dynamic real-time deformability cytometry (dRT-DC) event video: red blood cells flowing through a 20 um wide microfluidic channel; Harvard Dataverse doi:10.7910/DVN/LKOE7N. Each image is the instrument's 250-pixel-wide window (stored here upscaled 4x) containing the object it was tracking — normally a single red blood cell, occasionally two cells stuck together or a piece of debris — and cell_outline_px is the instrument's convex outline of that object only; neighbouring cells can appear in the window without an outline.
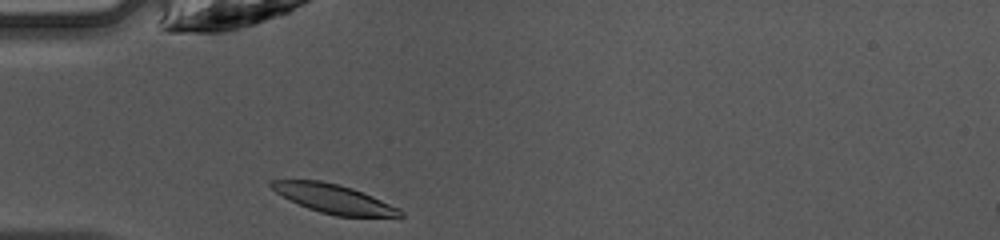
{"species": "common noctule bat (a hibernating species)", "species_latin": "Nyctalus noctula", "temperature_condition": "warm", "stored_images_in_passage": 33, "camera_frame_rate_fps": 3000, "um_per_image_px": 0.085, "animal": {"sex": "female", "body_mass_g": 10.0, "forearm_length_mm": 53.1}, "frame": {"image": 1, "passage_image": 1, "time_ms": 0.0, "image_size_px": [1000, 240], "cell_outline_px": [[404, 216], [400, 220], [336, 216], [320, 212], [308, 208], [276, 192], [268, 184], [268, 180], [320, 180], [352, 188], [372, 196], [400, 208], [404, 212]], "centroid_in_image_um": [28.55, 16.96], "position_along_channel_um": 56.5, "area_um2": 22.31}}
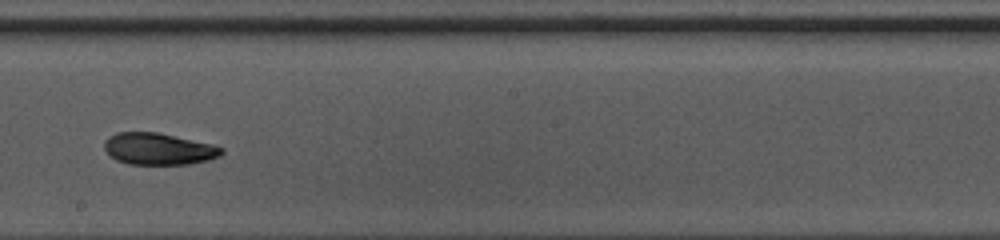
{"frame": {"image": 2, "passage_image": 14, "time_ms": 4.333, "image_size_px": [1000, 240], "cell_outline_px": [[224, 152], [220, 156], [208, 160], [188, 164], [128, 164], [116, 160], [104, 148], [104, 140], [108, 136], [116, 132], [156, 132], [216, 144], [224, 148]], "centroid_in_image_um": [13.51, 12.64], "position_along_channel_um": 234.7, "area_um2": 21.91}}
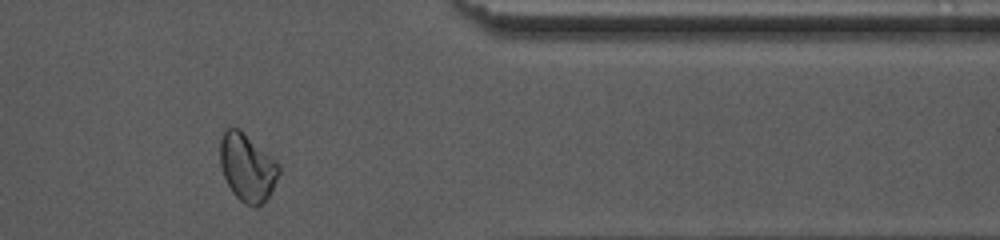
{"frame": {"image": 3, "passage_image": 26, "time_ms": 8.333, "image_size_px": [1000, 240], "cell_outline_px": [[280, 172], [268, 196], [256, 208], [252, 208], [244, 204], [232, 192], [224, 176], [220, 164], [220, 140], [224, 128], [240, 128], [276, 160], [280, 164]], "centroid_in_image_um": [21.01, 14.21], "position_along_channel_um": 390.4, "area_um2": 23.29}, "authors_computed_cell_mechanics": {"area_um2": 22.4264, "velocity_mm_per_s": 4.2395, "shape_relaxation_time_tau1_ms": 3.6187, "shape_relaxation_time_tau2_ms": 2.9172, "deformation_change_tau1": 0.129, "deformation_change_tau2": 0.0767}}